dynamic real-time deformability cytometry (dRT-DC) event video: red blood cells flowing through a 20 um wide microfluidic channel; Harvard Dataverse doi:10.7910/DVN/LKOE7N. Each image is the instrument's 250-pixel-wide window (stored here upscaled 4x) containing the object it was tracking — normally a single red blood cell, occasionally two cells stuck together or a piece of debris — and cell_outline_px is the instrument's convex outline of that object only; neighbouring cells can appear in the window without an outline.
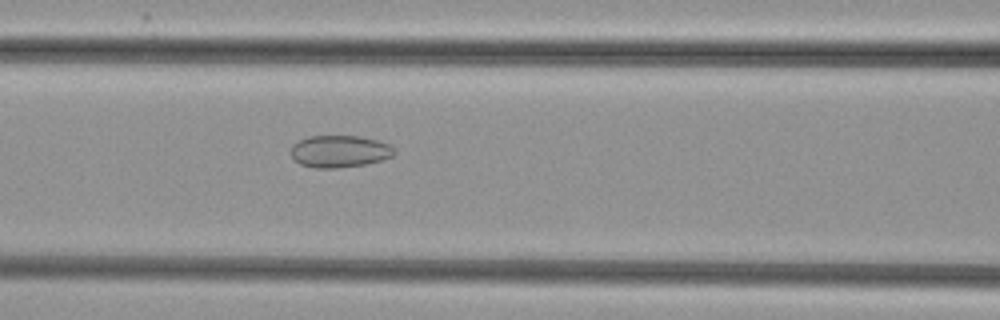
{"species": "common noctule bat (a hibernating species)", "species_latin": "Nyctalus noctula", "temperature_condition": "cold", "stored_images_in_passage": 53, "camera_frame_rate_fps": 3000, "um_per_image_px": 0.085, "animal": {"sex": "female", "body_mass_g": 29.2, "forearm_length_mm": 56.3}, "frame": {"image": 1, "passage_image": 23, "time_ms": 7.333, "image_size_px": [1000, 320], "cell_outline_px": [[396, 152], [392, 156], [380, 160], [364, 164], [336, 168], [316, 168], [300, 164], [292, 156], [292, 144], [308, 136], [360, 136], [392, 144], [396, 148]], "centroid_in_image_um": [28.9, 12.85], "position_along_channel_um": 137.7, "area_um2": 19.31}}
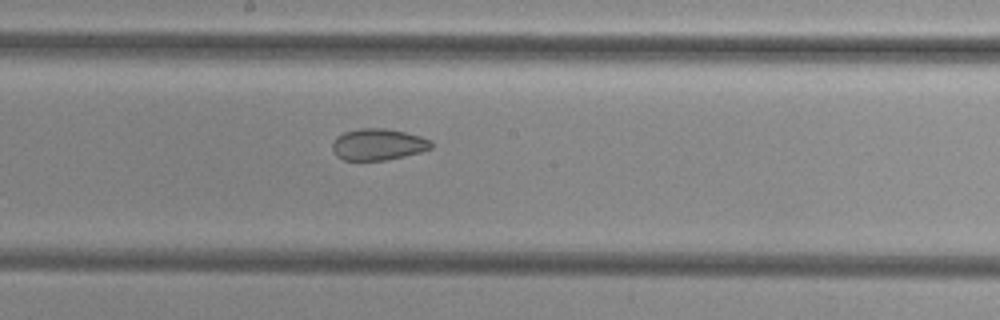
{"frame": {"image": 2, "passage_image": 29, "time_ms": 9.333, "image_size_px": [1000, 320], "cell_outline_px": [[432, 148], [420, 152], [404, 156], [384, 160], [344, 160], [336, 156], [332, 148], [332, 144], [336, 136], [344, 132], [360, 128], [384, 128], [404, 132], [420, 136], [432, 140]], "centroid_in_image_um": [32.13, 12.27], "position_along_channel_um": 216.1, "area_um2": 18.15}}
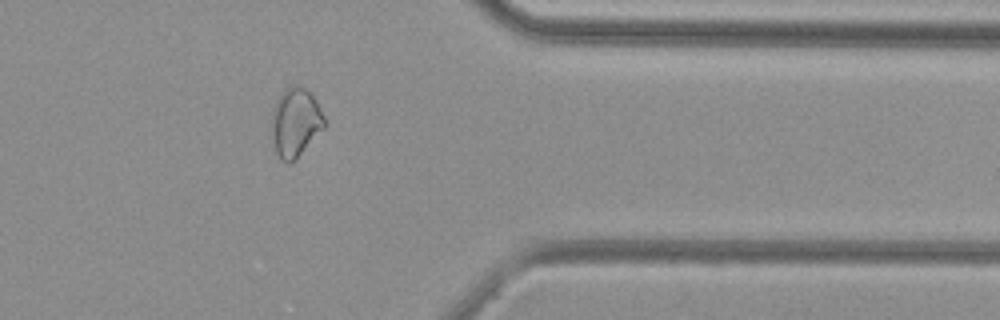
{"frame": {"image": 3, "passage_image": 43, "time_ms": 14.0, "image_size_px": [1000, 320], "cell_outline_px": [[324, 128], [296, 160], [288, 164], [280, 160], [276, 152], [272, 132], [272, 108], [276, 100], [292, 84], [300, 84], [316, 100], [324, 116]], "centroid_in_image_um": [25.11, 10.43], "position_along_channel_um": 386.3, "area_um2": 21.1}}